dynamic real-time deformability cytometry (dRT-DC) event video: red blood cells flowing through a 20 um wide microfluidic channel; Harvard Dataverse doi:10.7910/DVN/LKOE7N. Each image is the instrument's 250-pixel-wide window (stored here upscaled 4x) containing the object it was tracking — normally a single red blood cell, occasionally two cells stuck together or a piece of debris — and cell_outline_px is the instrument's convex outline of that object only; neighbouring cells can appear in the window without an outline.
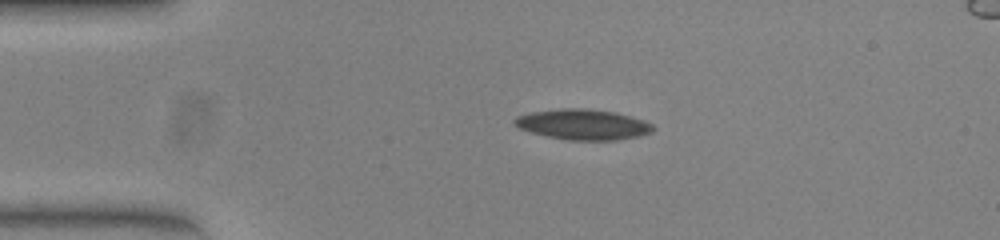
{"species": "common noctule bat (a hibernating species)", "species_latin": "Nyctalus noctula", "temperature_condition": "warm", "stored_images_in_passage": 44, "camera_frame_rate_fps": 3000, "um_per_image_px": 0.085, "animal": {"sex": "female", "body_mass_g": 23.0, "forearm_length_mm": 53.4}, "frame": {"image": 1, "passage_image": 1, "time_ms": 0.0, "image_size_px": [1000, 240], "cell_outline_px": [[656, 128], [652, 132], [636, 136], [616, 140], [568, 140], [548, 136], [532, 132], [520, 128], [512, 124], [512, 120], [516, 116], [532, 112], [560, 108], [584, 108], [616, 112], [644, 120], [652, 124]], "centroid_in_image_um": [49.55, 10.57], "position_along_channel_um": 35.5, "area_um2": 24.57}}
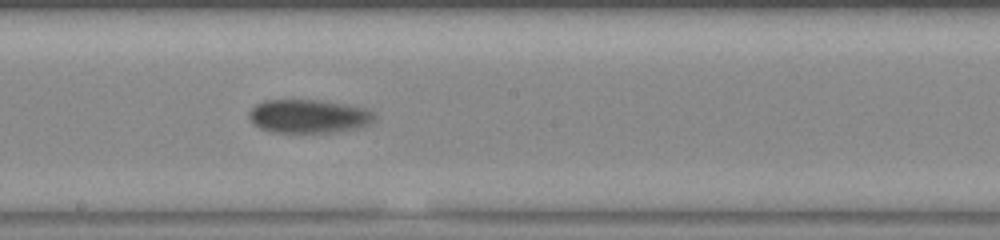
{"frame": {"image": 2, "passage_image": 19, "time_ms": 6.0, "image_size_px": [1000, 240], "cell_outline_px": [[376, 120], [368, 124], [352, 128], [332, 132], [272, 132], [260, 128], [252, 124], [248, 116], [248, 112], [256, 104], [264, 100], [320, 100], [364, 108], [372, 112], [376, 116]], "centroid_in_image_um": [26.17, 9.87], "position_along_channel_um": 222.0, "area_um2": 24.33}}
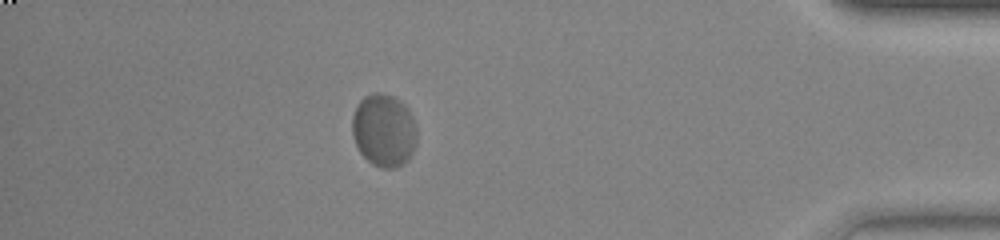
{"frame": {"image": 3, "passage_image": 37, "time_ms": 12.0, "image_size_px": [1000, 240], "cell_outline_px": [[416, 140], [412, 152], [408, 160], [404, 164], [392, 168], [380, 168], [372, 164], [360, 152], [352, 136], [352, 116], [356, 104], [364, 96], [372, 92], [380, 92], [392, 96], [400, 100], [408, 108], [416, 124]], "centroid_in_image_um": [32.62, 11.06], "position_along_channel_um": 402.6, "area_um2": 27.74}}